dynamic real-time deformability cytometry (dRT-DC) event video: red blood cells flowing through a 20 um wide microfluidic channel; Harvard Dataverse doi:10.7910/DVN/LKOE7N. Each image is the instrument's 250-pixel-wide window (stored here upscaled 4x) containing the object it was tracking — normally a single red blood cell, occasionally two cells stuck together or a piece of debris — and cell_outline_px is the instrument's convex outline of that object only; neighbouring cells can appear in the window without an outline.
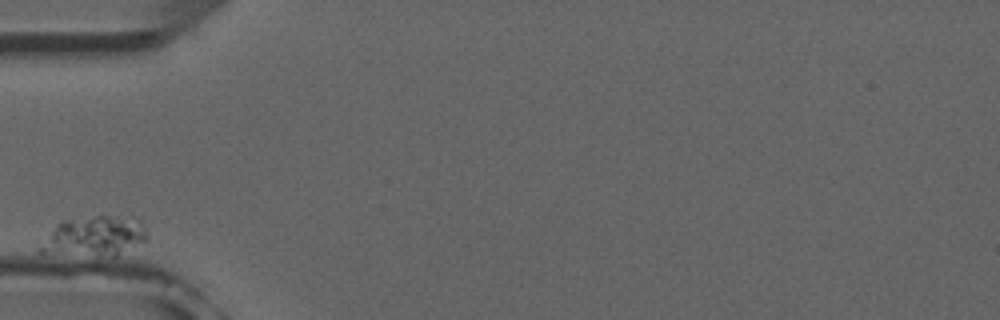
{"species": "common noctule bat (a hibernating species)", "species_latin": "Nyctalus noctula", "temperature_condition": "room temperature", "stored_images_in_passage": 31, "camera_frame_rate_fps": 3000, "um_per_image_px": 0.085, "animal": {"sex": "male", "forearm_length_mm": 52.5}, "frame": {"image": 1, "passage_image": 1, "time_ms": 0.0, "image_size_px": [1000, 320], "cell_outline_px": [[148, 240], [116, 256], [112, 256], [36, 252], [56, 224], [60, 220], [100, 212], [136, 216], [144, 228], [148, 236]], "centroid_in_image_um": [8.1, 19.99], "position_along_channel_um": 76.9, "area_um2": 25.78}}
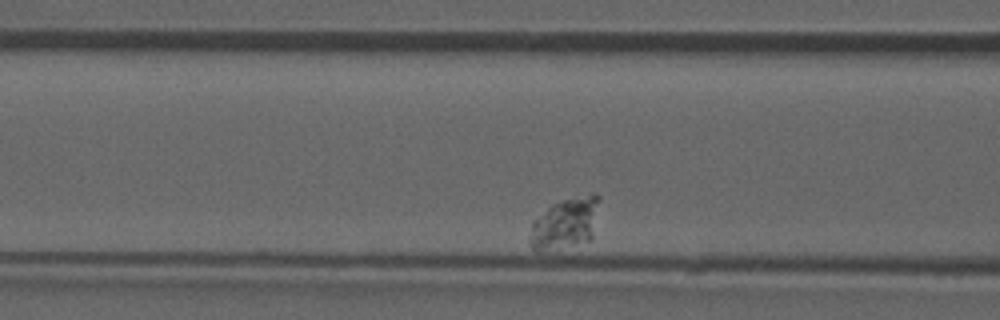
{"frame": {"image": 2, "passage_image": 6, "time_ms": 1.667, "image_size_px": [1000, 320], "cell_outline_px": [[600, 200], [592, 240], [540, 252], [536, 252], [528, 244], [528, 240], [532, 220], [552, 204], [564, 200], [592, 192], [596, 192], [600, 196]], "centroid_in_image_um": [48.04, 18.98], "position_along_channel_um": 118.6, "area_um2": 21.15}}